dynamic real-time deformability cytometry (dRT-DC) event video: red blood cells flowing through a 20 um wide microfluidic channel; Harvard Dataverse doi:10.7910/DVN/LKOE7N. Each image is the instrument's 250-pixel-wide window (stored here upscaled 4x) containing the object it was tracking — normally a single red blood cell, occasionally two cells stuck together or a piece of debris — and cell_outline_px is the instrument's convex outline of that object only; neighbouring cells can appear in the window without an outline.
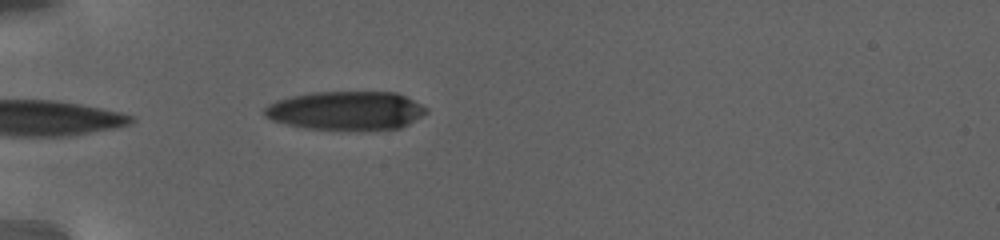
{"species": "human", "species_latin": "Homo sapiens", "temperature_condition": "warm", "stored_images_in_passage": 6, "camera_frame_rate_fps": 3000, "um_per_image_px": 0.085, "donor": {"sex": "female"}, "frame": {"image": 1, "passage_image": 1, "time_ms": 0.0, "image_size_px": [1000, 240], "cell_outline_px": [[428, 112], [408, 124], [400, 128], [308, 128], [288, 124], [272, 120], [264, 116], [264, 108], [268, 104], [276, 100], [308, 92], [396, 92], [428, 108]], "centroid_in_image_um": [29.39, 9.37], "position_along_channel_um": 55.6, "area_um2": 35.78}}